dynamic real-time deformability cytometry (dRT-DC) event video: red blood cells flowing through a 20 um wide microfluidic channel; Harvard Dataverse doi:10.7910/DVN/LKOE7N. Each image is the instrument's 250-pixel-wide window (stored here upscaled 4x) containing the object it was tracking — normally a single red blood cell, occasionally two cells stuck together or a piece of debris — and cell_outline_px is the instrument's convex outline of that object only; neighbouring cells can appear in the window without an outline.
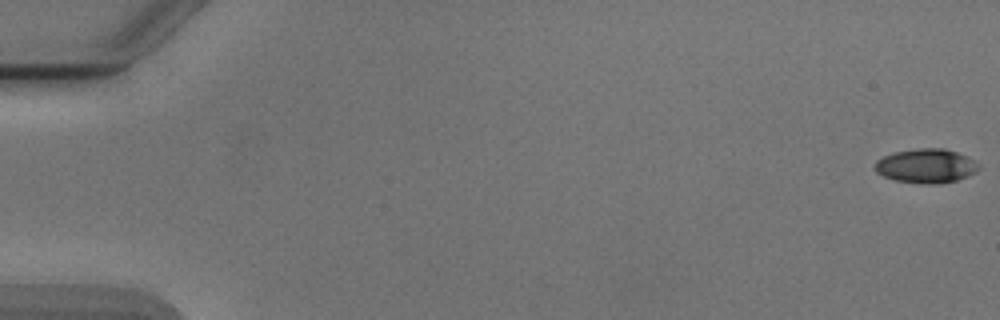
{"species": "Egyptian fruit bat (a non-hibernating species)", "species_latin": "Rousettus aegyptiacus", "temperature_condition": "cold", "stored_images_in_passage": 6, "camera_frame_rate_fps": 3000, "um_per_image_px": 0.085, "animal": {"sex": "male"}, "frame": {"image": 1, "passage_image": 1, "time_ms": 0.0, "image_size_px": [1000, 320], "cell_outline_px": [[980, 168], [976, 172], [968, 176], [956, 180], [936, 184], [924, 184], [896, 180], [884, 176], [876, 172], [872, 164], [876, 160], [884, 156], [896, 152], [916, 148], [944, 148], [968, 156], [976, 160], [980, 164]], "centroid_in_image_um": [78.74, 14.09], "position_along_channel_um": 6.3, "area_um2": 20.87}}
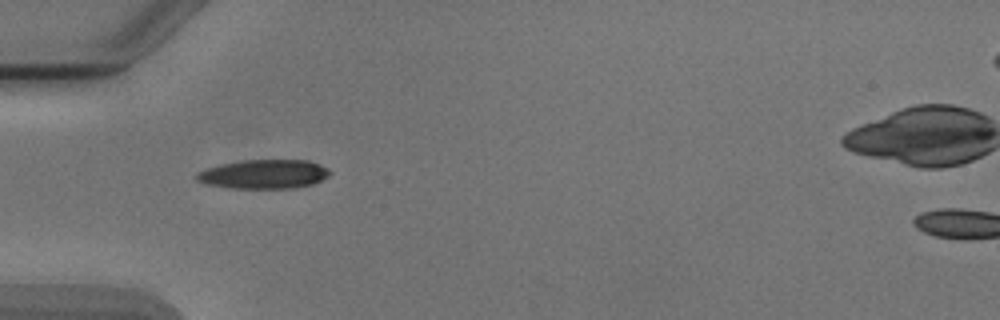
{"frame": {"image": 2, "passage_image": 5, "time_ms": 5.667, "image_size_px": [1000, 320], "cell_outline_px": [[332, 172], [328, 176], [312, 184], [292, 188], [228, 188], [204, 184], [196, 180], [196, 172], [220, 164], [244, 160], [308, 160], [320, 164], [328, 168]], "centroid_in_image_um": [22.41, 14.8], "position_along_channel_um": 62.6, "area_um2": 22.66}}
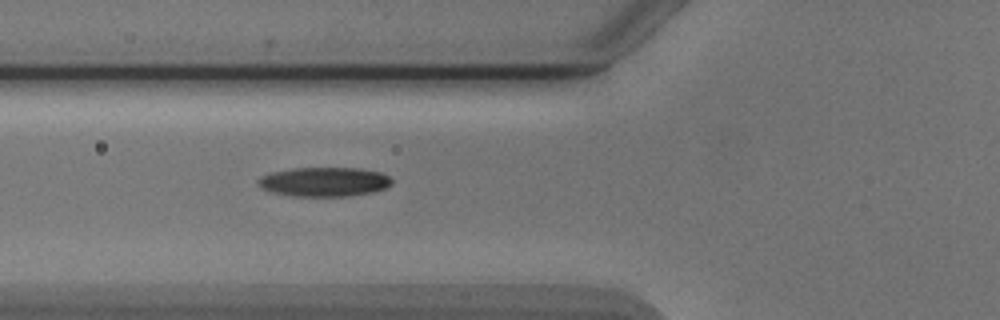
{"frame": {"image": 3, "passage_image": 6, "time_ms": 6.667, "image_size_px": [1000, 320], "cell_outline_px": [[392, 184], [384, 188], [372, 192], [348, 196], [292, 196], [272, 192], [260, 188], [256, 184], [256, 180], [260, 176], [272, 172], [296, 168], [360, 168], [380, 172], [388, 176], [392, 180]], "centroid_in_image_um": [27.52, 15.45], "position_along_channel_um": 98.3, "area_um2": 22.89}}